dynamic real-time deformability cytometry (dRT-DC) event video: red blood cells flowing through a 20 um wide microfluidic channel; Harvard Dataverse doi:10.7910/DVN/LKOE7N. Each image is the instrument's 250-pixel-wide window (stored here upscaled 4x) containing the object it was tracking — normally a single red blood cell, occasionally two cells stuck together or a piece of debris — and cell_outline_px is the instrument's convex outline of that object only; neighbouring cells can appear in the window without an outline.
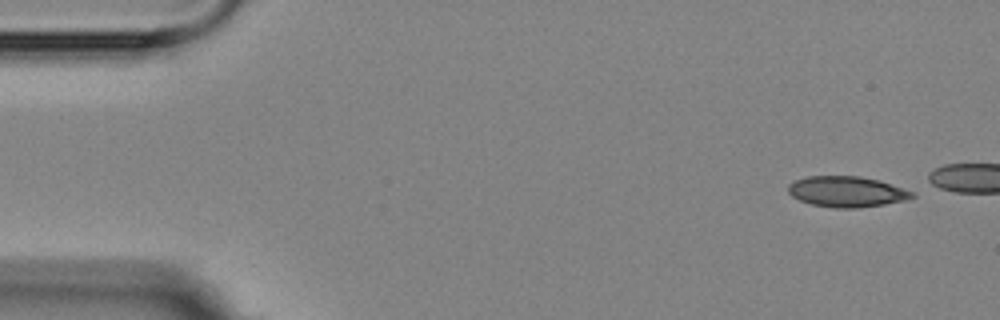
{"species": "Egyptian fruit bat (a non-hibernating species)", "species_latin": "Rousettus aegyptiacus", "temperature_condition": "room temperature", "stored_images_in_passage": 5, "camera_frame_rate_fps": 3000, "um_per_image_px": 0.085, "animal": {"sex": "female"}, "frame": {"image": 1, "passage_image": 1, "time_ms": 0.0, "image_size_px": [1000, 320], "cell_outline_px": [[916, 196], [908, 200], [884, 204], [856, 208], [836, 208], [812, 204], [800, 200], [792, 196], [788, 192], [788, 184], [792, 180], [808, 176], [860, 176], [880, 180], [916, 192]], "centroid_in_image_um": [72.0, 16.28], "position_along_channel_um": 13.0, "area_um2": 22.43}}